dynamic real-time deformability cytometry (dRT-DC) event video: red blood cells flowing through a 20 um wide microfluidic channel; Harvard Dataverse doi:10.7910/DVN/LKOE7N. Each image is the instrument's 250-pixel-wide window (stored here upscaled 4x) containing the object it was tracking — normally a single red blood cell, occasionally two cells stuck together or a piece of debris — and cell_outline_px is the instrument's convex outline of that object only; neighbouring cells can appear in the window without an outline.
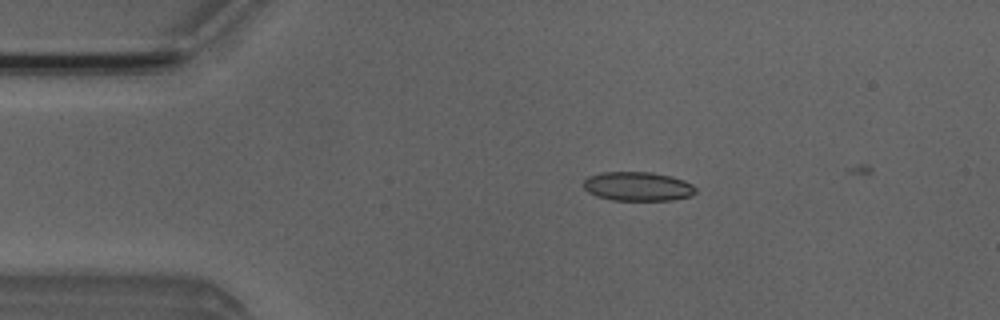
{"species": "Egyptian fruit bat (a non-hibernating species)", "species_latin": "Rousettus aegyptiacus", "temperature_condition": "room temperature", "stored_images_in_passage": 5, "camera_frame_rate_fps": 3000, "um_per_image_px": 0.085, "animal": {"sex": "male"}, "frame": {"image": 1, "passage_image": 2, "time_ms": 0.333, "image_size_px": [1000, 320], "cell_outline_px": [[696, 192], [692, 196], [672, 200], [612, 200], [596, 196], [588, 192], [584, 188], [584, 180], [588, 176], [600, 172], [652, 172], [672, 176], [684, 180], [692, 184], [696, 188]], "centroid_in_image_um": [54.22, 15.84], "position_along_channel_um": 30.8, "area_um2": 19.19}}